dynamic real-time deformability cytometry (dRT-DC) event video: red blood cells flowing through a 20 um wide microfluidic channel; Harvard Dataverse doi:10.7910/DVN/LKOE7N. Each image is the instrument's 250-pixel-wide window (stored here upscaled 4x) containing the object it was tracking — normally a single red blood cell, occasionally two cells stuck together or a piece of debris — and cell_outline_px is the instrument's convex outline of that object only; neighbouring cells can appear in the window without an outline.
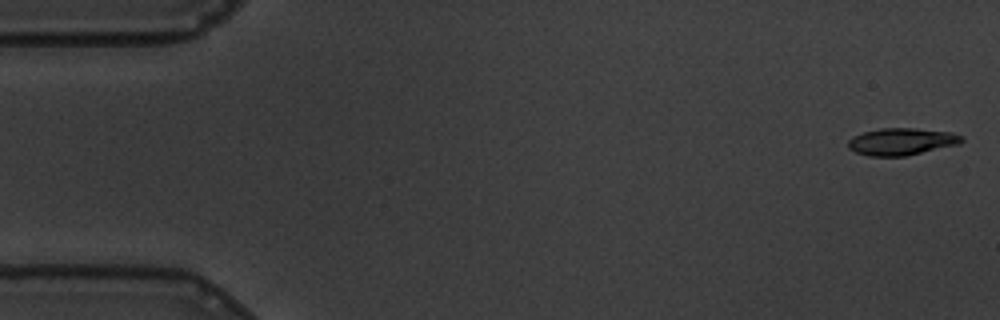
{"species": "common noctule bat (a hibernating species)", "species_latin": "Nyctalus noctula", "temperature_condition": "warm", "stored_images_in_passage": 11, "camera_frame_rate_fps": 3000, "um_per_image_px": 0.085, "animal": {"sex": "male", "body_mass_g": 19.5, "forearm_length_mm": 54.6}, "frame": {"image": 1, "passage_image": 1, "time_ms": 0.0, "image_size_px": [1000, 320], "cell_outline_px": [[964, 140], [960, 144], [904, 156], [868, 156], [856, 152], [848, 148], [848, 140], [852, 136], [864, 132], [880, 128], [916, 128], [948, 132], [964, 136]], "centroid_in_image_um": [76.62, 12.03], "position_along_channel_um": 8.4, "area_um2": 17.92}}